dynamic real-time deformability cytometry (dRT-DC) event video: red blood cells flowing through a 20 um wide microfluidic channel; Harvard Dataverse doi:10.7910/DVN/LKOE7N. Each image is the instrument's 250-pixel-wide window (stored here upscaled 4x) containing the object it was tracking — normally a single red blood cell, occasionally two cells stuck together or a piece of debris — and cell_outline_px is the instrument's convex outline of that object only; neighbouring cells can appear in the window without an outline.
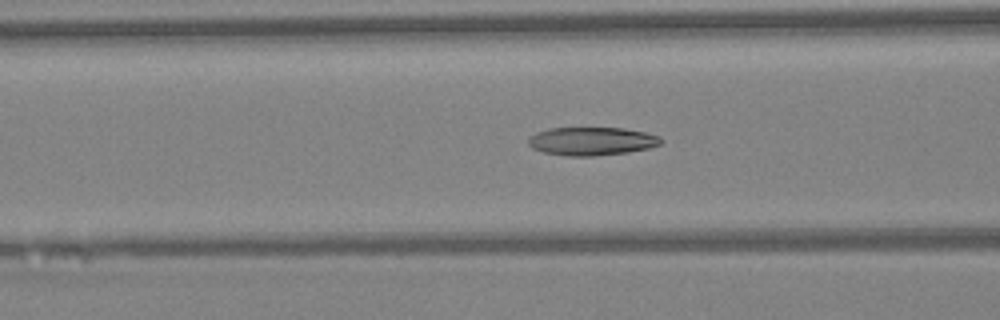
{"species": "Egyptian fruit bat (a non-hibernating species)", "species_latin": "Rousettus aegyptiacus", "temperature_condition": "warm", "stored_images_in_passage": 48, "camera_frame_rate_fps": 3000, "um_per_image_px": 0.085, "animal": {"sex": "female"}, "frame": {"image": 1, "passage_image": 19, "time_ms": 6.0, "image_size_px": [1000, 320], "cell_outline_px": [[664, 140], [660, 144], [648, 148], [628, 152], [592, 156], [568, 156], [544, 152], [532, 148], [528, 144], [528, 140], [536, 132], [548, 128], [624, 128], [644, 132], [660, 136]], "centroid_in_image_um": [50.3, 12.0], "position_along_channel_um": 116.3, "area_um2": 21.79}}
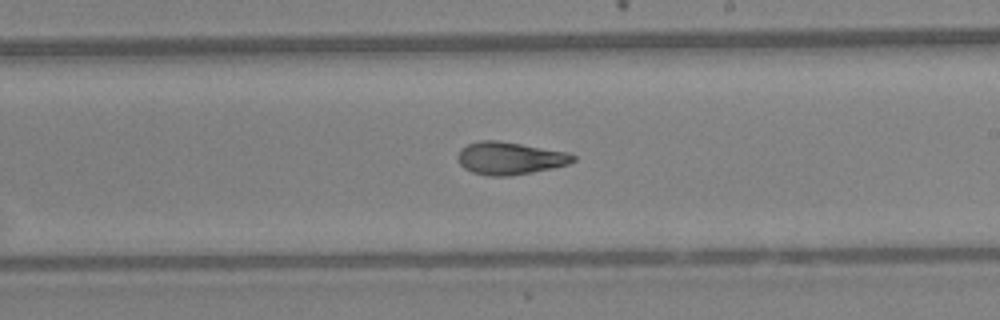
{"frame": {"image": 2, "passage_image": 28, "time_ms": 9.0, "image_size_px": [1000, 320], "cell_outline_px": [[576, 160], [568, 164], [552, 168], [532, 172], [508, 176], [488, 176], [472, 172], [464, 168], [460, 164], [456, 156], [468, 144], [480, 140], [500, 140], [568, 152], [576, 156]], "centroid_in_image_um": [43.35, 13.45], "position_along_channel_um": 245.6, "area_um2": 21.91}}
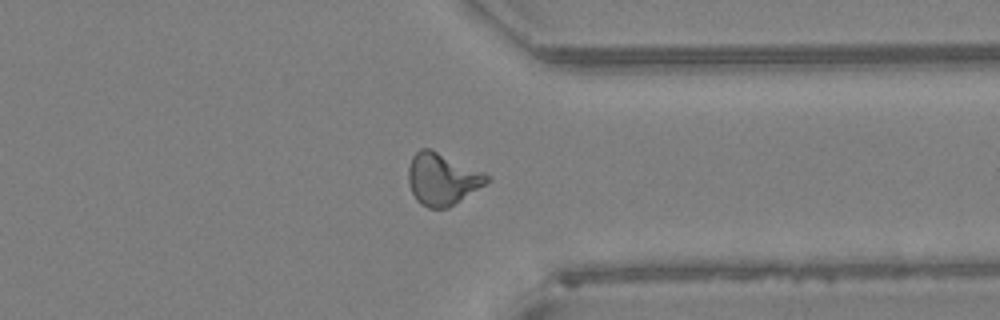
{"frame": {"image": 3, "passage_image": 37, "time_ms": 12.0, "image_size_px": [1000, 320], "cell_outline_px": [[492, 180], [448, 208], [428, 208], [420, 204], [416, 200], [412, 192], [408, 180], [408, 168], [412, 156], [420, 148], [432, 148], [484, 172]], "centroid_in_image_um": [37.58, 15.2], "position_along_channel_um": 373.8, "area_um2": 23.93}, "authors_computed_cell_mechanics": {"area_um2": 22.1374, "velocity_mm_per_s": 4.3368, "shape_relaxation_time_tau1_ms": null, "shape_relaxation_time_tau2_ms": 2.5763, "deformation_change_tau1": null, "deformation_change_tau2": 0.1013}}